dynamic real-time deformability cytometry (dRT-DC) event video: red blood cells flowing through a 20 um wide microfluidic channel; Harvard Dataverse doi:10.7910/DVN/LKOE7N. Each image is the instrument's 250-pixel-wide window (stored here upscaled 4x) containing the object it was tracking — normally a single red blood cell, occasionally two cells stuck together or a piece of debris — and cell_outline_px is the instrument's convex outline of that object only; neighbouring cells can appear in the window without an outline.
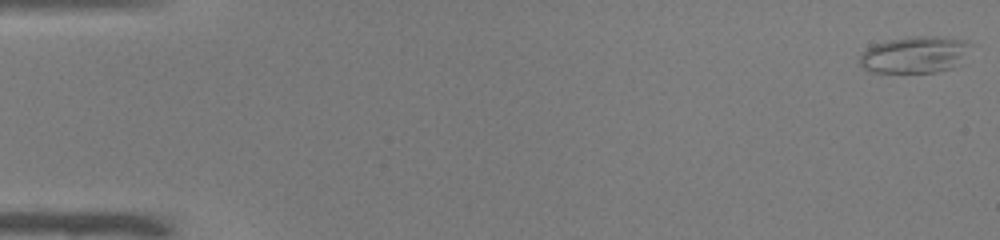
{"species": "common noctule bat (a hibernating species)", "species_latin": "Nyctalus noctula", "temperature_condition": "warm", "stored_images_in_passage": 51, "camera_frame_rate_fps": 3000, "um_per_image_px": 0.085, "animal": {"sex": "male", "body_mass_g": 19.0, "forearm_length_mm": 50.8}, "frame": {"image": 1, "passage_image": 1, "time_ms": 0.0, "image_size_px": [1000, 240], "cell_outline_px": [[972, 44], [952, 68], [936, 72], [872, 72], [864, 68], [860, 64], [860, 56], [872, 44], [888, 40], [912, 36], [936, 36], [968, 40]], "centroid_in_image_um": [77.72, 4.63], "position_along_channel_um": 7.3, "area_um2": 23.41}}
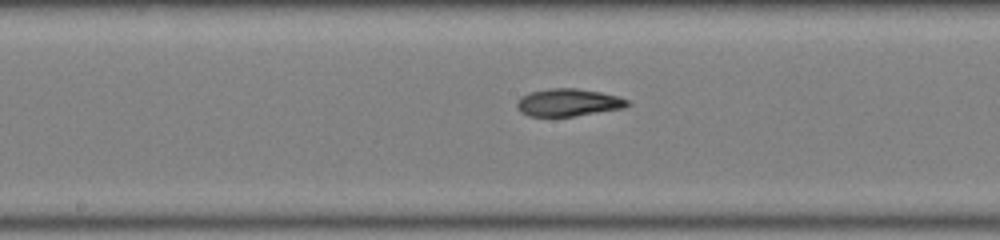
{"frame": {"image": 2, "passage_image": 27, "time_ms": 8.667, "image_size_px": [1000, 240], "cell_outline_px": [[632, 104], [624, 108], [576, 116], [528, 116], [520, 112], [516, 108], [516, 104], [520, 96], [528, 92], [548, 88], [576, 88], [600, 92], [616, 96], [628, 100]], "centroid_in_image_um": [48.27, 8.71], "position_along_channel_um": 199.9, "area_um2": 17.92}}
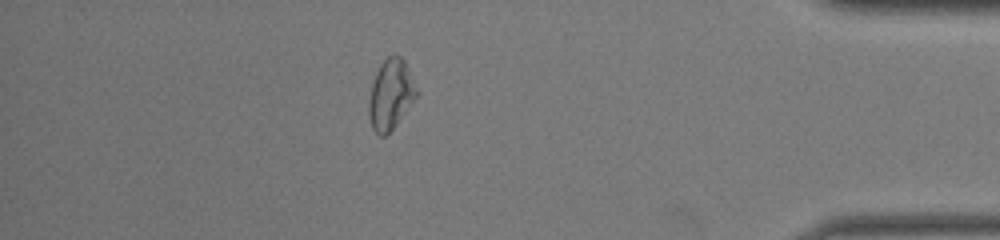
{"frame": {"image": 3, "passage_image": 45, "time_ms": 14.667, "image_size_px": [1000, 240], "cell_outline_px": [[420, 92], [396, 124], [384, 136], [380, 136], [372, 128], [368, 116], [368, 100], [372, 84], [376, 72], [380, 64], [388, 56], [396, 52], [404, 60]], "centroid_in_image_um": [33.21, 7.99], "position_along_channel_um": 402.0, "area_um2": 19.59}, "authors_computed_cell_mechanics": {"area_um2": 19.2474, "velocity_mm_per_s": 3.9917, "shape_relaxation_time_tau1_ms": null, "shape_relaxation_time_tau2_ms": 6.8163, "deformation_change_tau1": null, "deformation_change_tau2": 0.1686}}